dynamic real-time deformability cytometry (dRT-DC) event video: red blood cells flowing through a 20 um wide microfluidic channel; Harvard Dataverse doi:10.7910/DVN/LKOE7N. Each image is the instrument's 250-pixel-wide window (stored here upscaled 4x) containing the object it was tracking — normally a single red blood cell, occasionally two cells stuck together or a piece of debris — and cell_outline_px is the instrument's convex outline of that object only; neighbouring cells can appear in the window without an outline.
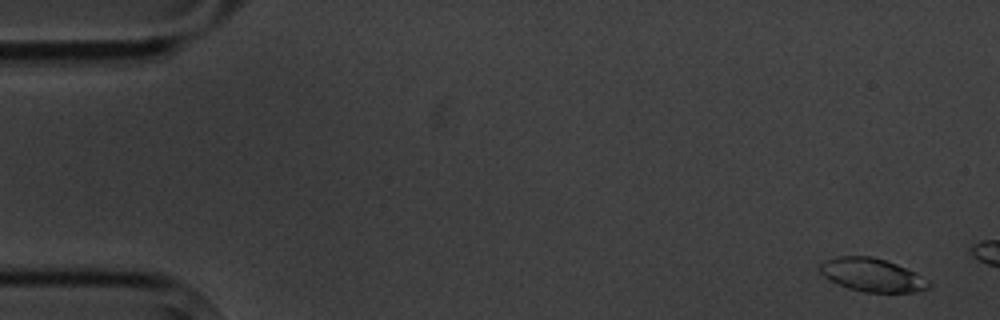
{"species": "common noctule bat (a hibernating species)", "species_latin": "Nyctalus noctula", "temperature_condition": "cold", "stored_images_in_passage": 4, "camera_frame_rate_fps": 3000, "um_per_image_px": 0.085, "animal": {"sex": "male", "body_mass_g": 20.1, "forearm_length_mm": 53.5}, "frame": {"image": 1, "passage_image": 1, "time_ms": 0.0, "image_size_px": [1000, 320], "cell_outline_px": [[928, 288], [916, 292], [864, 292], [848, 288], [828, 280], [820, 272], [820, 264], [828, 260], [840, 256], [872, 256], [896, 264], [928, 280]], "centroid_in_image_um": [74.09, 23.38], "position_along_channel_um": 10.9, "area_um2": 20.69}}